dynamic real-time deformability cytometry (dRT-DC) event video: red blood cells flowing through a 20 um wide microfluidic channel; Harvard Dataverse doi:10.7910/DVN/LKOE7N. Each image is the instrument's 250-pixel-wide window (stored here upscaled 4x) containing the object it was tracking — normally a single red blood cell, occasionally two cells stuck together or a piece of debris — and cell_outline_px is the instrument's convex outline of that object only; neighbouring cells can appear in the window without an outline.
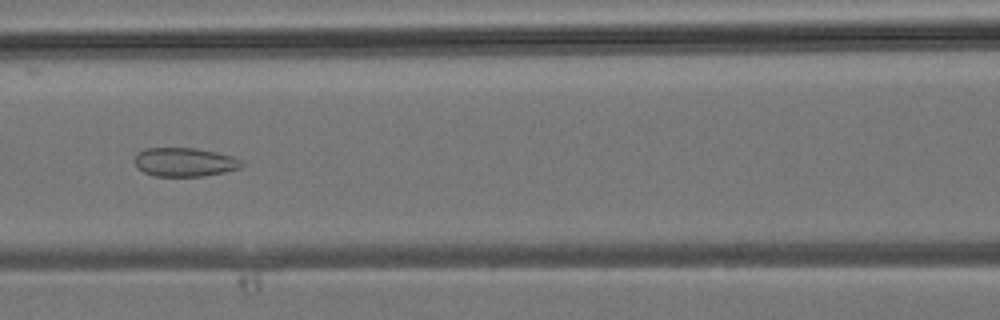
{"species": "common noctule bat (a hibernating species)", "species_latin": "Nyctalus noctula", "temperature_condition": "room temperature", "stored_images_in_passage": 38, "camera_frame_rate_fps": 3000, "um_per_image_px": 0.085, "animal": {"sex": "male", "body_mass_g": 19.2, "forearm_length_mm": 51.8}, "frame": {"image": 1, "passage_image": 16, "time_ms": 5.0, "image_size_px": [1000, 320], "cell_outline_px": [[244, 164], [240, 168], [224, 172], [204, 176], [156, 176], [144, 172], [136, 168], [132, 160], [136, 152], [144, 148], [196, 148], [216, 152], [232, 156], [244, 160]], "centroid_in_image_um": [15.66, 13.77], "position_along_channel_um": 150.9, "area_um2": 18.32}}
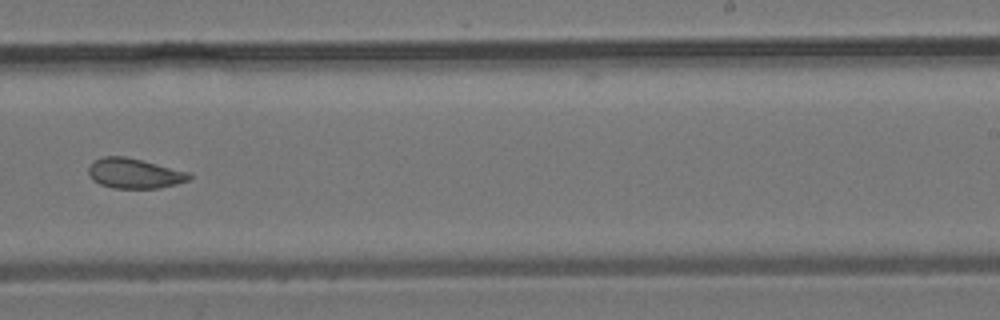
{"frame": {"image": 2, "passage_image": 23, "time_ms": 7.333, "image_size_px": [1000, 320], "cell_outline_px": [[192, 176], [188, 180], [176, 184], [160, 188], [112, 188], [100, 184], [92, 180], [88, 176], [88, 168], [92, 160], [104, 156], [124, 156], [192, 172]], "centroid_in_image_um": [11.41, 14.73], "position_along_channel_um": 277.6, "area_um2": 17.86}}
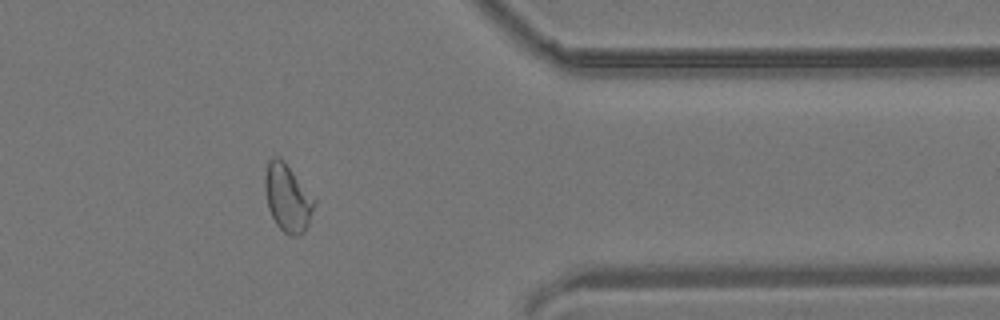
{"frame": {"image": 3, "passage_image": 30, "time_ms": 9.667, "image_size_px": [1000, 320], "cell_outline_px": [[316, 204], [308, 224], [304, 232], [300, 236], [288, 236], [276, 224], [268, 208], [264, 188], [264, 176], [268, 160], [272, 156], [280, 156], [284, 160], [316, 200]], "centroid_in_image_um": [24.43, 16.81], "position_along_channel_um": 387.0, "area_um2": 19.71}}